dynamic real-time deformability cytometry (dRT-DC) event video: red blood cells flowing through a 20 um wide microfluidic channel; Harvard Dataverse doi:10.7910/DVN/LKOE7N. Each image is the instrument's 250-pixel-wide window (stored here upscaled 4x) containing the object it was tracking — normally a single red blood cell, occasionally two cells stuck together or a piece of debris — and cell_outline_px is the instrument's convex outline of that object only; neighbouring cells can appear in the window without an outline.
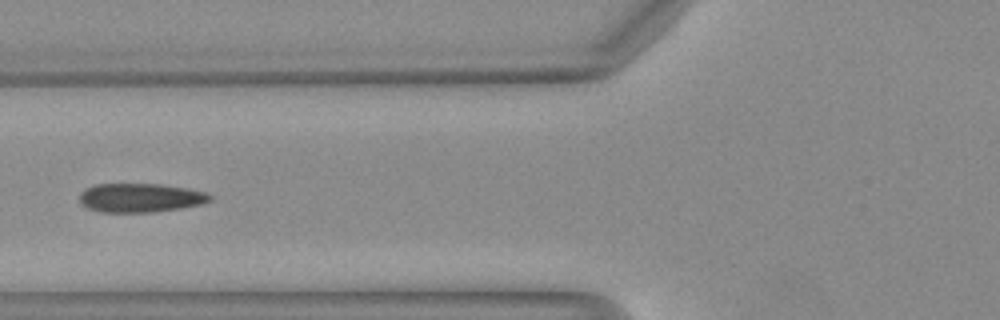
{"species": "Egyptian fruit bat (a non-hibernating species)", "species_latin": "Rousettus aegyptiacus", "temperature_condition": "warm", "stored_images_in_passage": 36, "camera_frame_rate_fps": 3000, "um_per_image_px": 0.085, "animal": {"sex": "female"}, "frame": {"image": 1, "passage_image": 6, "time_ms": 1.667, "image_size_px": [1000, 320], "cell_outline_px": [[212, 200], [200, 204], [180, 208], [152, 212], [100, 212], [88, 208], [80, 204], [80, 192], [96, 184], [160, 184], [184, 188], [204, 192], [212, 196]], "centroid_in_image_um": [11.9, 16.81], "position_along_channel_um": 113.9, "area_um2": 21.79}}
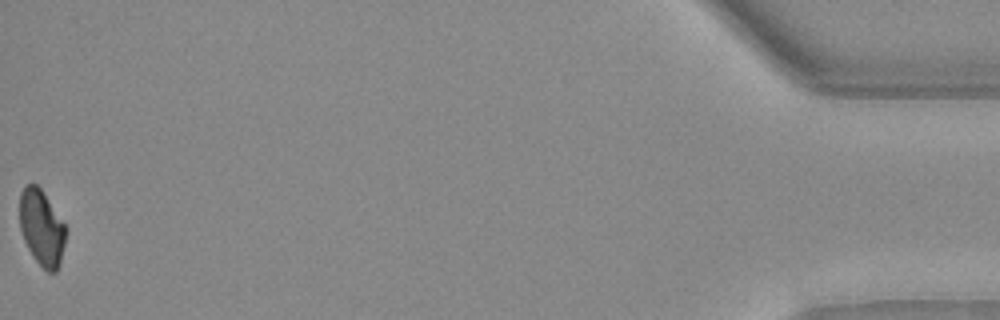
{"frame": {"image": 2, "passage_image": 36, "time_ms": 11.667, "image_size_px": [1000, 320], "cell_outline_px": [[64, 244], [60, 264], [56, 272], [48, 272], [32, 256], [24, 240], [20, 228], [20, 192], [24, 184], [36, 184], [40, 188], [64, 224]], "centroid_in_image_um": [3.51, 19.36], "position_along_channel_um": 431.7, "area_um2": 19.94}, "authors_computed_cell_mechanics": {"area_um2": 22.3108, "velocity_mm_per_s": 4.1239, "shape_relaxation_time_tau1_ms": 6.0911, "shape_relaxation_time_tau2_ms": 1.7129, "deformation_change_tau1": 0.1721, "deformation_change_tau2": 0.0525}}